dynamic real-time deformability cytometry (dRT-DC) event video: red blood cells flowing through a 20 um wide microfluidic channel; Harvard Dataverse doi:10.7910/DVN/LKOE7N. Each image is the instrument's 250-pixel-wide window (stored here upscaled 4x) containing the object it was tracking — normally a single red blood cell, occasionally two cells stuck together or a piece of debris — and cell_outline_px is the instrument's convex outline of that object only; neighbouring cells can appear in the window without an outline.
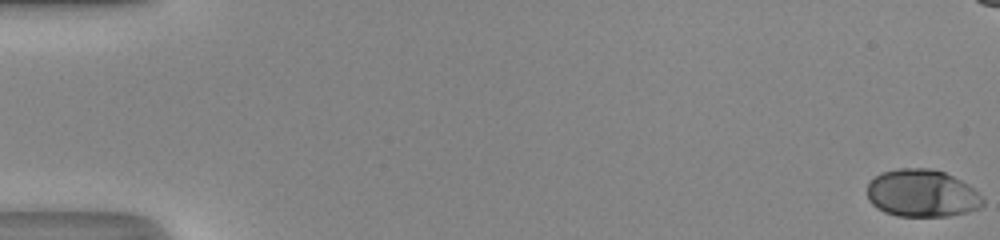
{"species": "human", "species_latin": "Homo sapiens", "temperature_condition": "room temperature", "stored_images_in_passage": 50, "camera_frame_rate_fps": 3000, "um_per_image_px": 0.085, "donor": {"sex": "male"}, "frame": {"image": 1, "passage_image": 1, "time_ms": 0.0, "image_size_px": [1000, 240], "cell_outline_px": [[984, 204], [980, 208], [968, 212], [948, 216], [896, 216], [884, 212], [876, 208], [868, 200], [868, 184], [880, 172], [900, 168], [928, 168], [944, 172], [968, 184], [984, 200]], "centroid_in_image_um": [78.35, 16.44], "position_along_channel_um": 6.6, "area_um2": 32.02}}
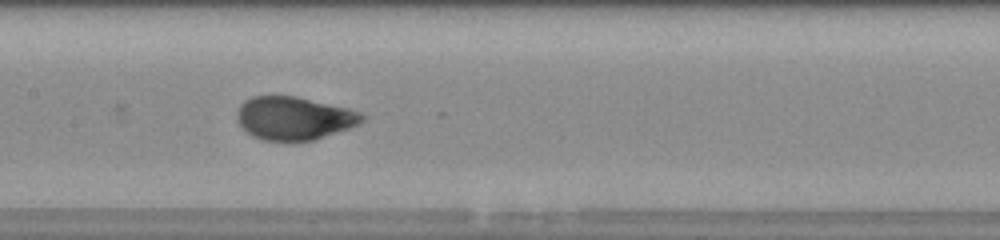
{"frame": {"image": 2, "passage_image": 26, "time_ms": 8.333, "image_size_px": [1000, 240], "cell_outline_px": [[364, 120], [348, 128], [312, 140], [264, 140], [252, 136], [236, 120], [236, 112], [240, 104], [244, 100], [252, 96], [296, 96], [348, 108], [360, 112], [364, 116]], "centroid_in_image_um": [24.95, 10.03], "position_along_channel_um": 182.5, "area_um2": 31.1}}
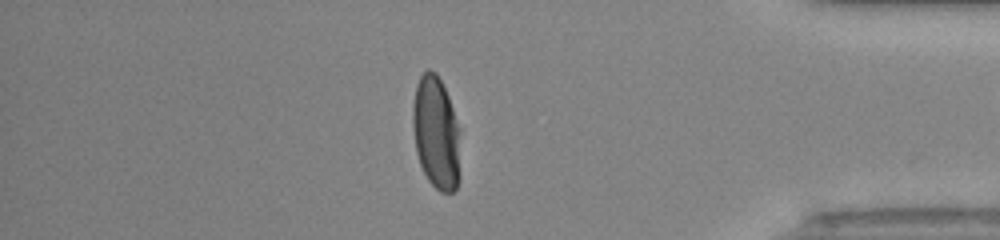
{"frame": {"image": 3, "passage_image": 43, "time_ms": 14.0, "image_size_px": [1000, 240], "cell_outline_px": [[460, 176], [456, 188], [452, 192], [440, 192], [428, 180], [420, 164], [416, 152], [412, 124], [412, 104], [416, 84], [420, 76], [428, 68], [436, 72], [448, 96], [460, 128]], "centroid_in_image_um": [37.08, 11.29], "position_along_channel_um": 398.1, "area_um2": 31.79}, "authors_computed_cell_mechanics": {"area_um2": 31.9634, "velocity_mm_per_s": 4.349, "shape_relaxation_time_tau1_ms": 2.8891, "shape_relaxation_time_tau2_ms": null, "deformation_change_tau1": 0.1665, "deformation_change_tau2": null}}